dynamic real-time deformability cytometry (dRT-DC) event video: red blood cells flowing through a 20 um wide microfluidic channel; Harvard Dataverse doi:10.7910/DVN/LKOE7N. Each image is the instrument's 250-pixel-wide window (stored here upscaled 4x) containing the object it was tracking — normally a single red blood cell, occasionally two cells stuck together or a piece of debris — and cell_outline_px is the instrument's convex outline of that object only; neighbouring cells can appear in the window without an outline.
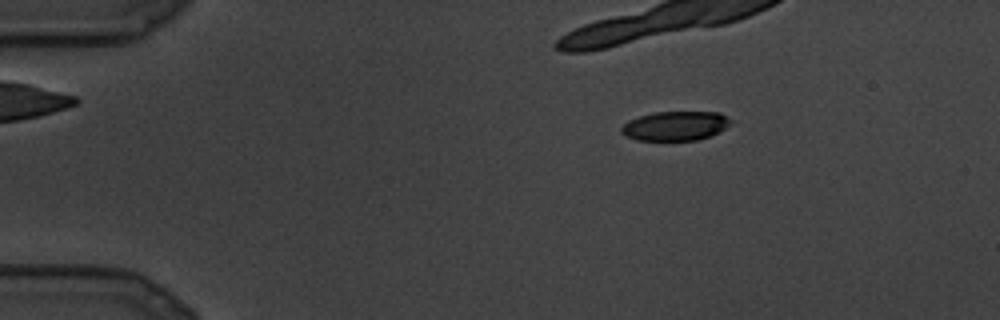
{"species": "common noctule bat (a hibernating species)", "species_latin": "Nyctalus noctula", "temperature_condition": "cold", "stored_images_in_passage": 17, "camera_frame_rate_fps": 3000, "um_per_image_px": 0.085, "animal": {"sex": "male", "body_mass_g": 19.5, "forearm_length_mm": 54.6}, "frame": {"image": 1, "passage_image": 3, "time_ms": 0.667, "image_size_px": [1000, 320], "cell_outline_px": [[732, 120], [720, 132], [696, 140], [636, 140], [620, 132], [620, 128], [628, 120], [640, 116], [656, 112], [720, 112]], "centroid_in_image_um": [57.39, 10.7], "position_along_channel_um": 27.6, "area_um2": 18.5}}